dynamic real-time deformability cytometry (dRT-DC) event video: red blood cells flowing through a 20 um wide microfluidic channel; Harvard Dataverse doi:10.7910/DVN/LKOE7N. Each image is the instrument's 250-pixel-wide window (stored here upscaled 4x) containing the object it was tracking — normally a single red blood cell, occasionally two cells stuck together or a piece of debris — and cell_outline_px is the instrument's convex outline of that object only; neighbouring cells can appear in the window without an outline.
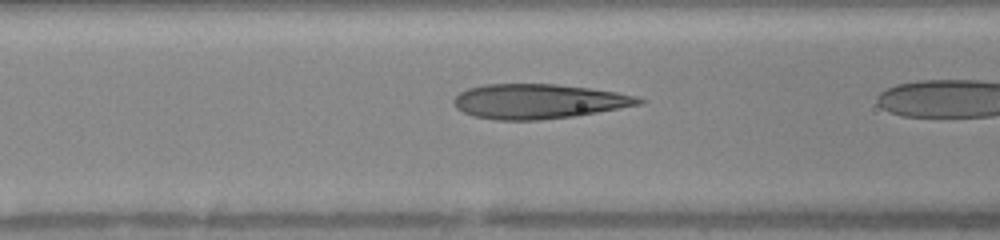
{"species": "human", "species_latin": "Homo sapiens", "temperature_condition": "warm", "stored_images_in_passage": 17, "camera_frame_rate_fps": 3000, "um_per_image_px": 0.085, "donor": {"sex": "female"}, "frame": {"image": 1, "passage_image": 15, "time_ms": 4.667, "image_size_px": [1000, 240], "cell_outline_px": [[648, 100], [644, 104], [576, 116], [540, 120], [496, 120], [472, 116], [456, 108], [452, 100], [460, 92], [468, 88], [484, 84], [556, 84], [588, 88], [616, 92], [636, 96]], "centroid_in_image_um": [45.8, 8.62], "position_along_channel_um": 120.8, "area_um2": 37.69}}